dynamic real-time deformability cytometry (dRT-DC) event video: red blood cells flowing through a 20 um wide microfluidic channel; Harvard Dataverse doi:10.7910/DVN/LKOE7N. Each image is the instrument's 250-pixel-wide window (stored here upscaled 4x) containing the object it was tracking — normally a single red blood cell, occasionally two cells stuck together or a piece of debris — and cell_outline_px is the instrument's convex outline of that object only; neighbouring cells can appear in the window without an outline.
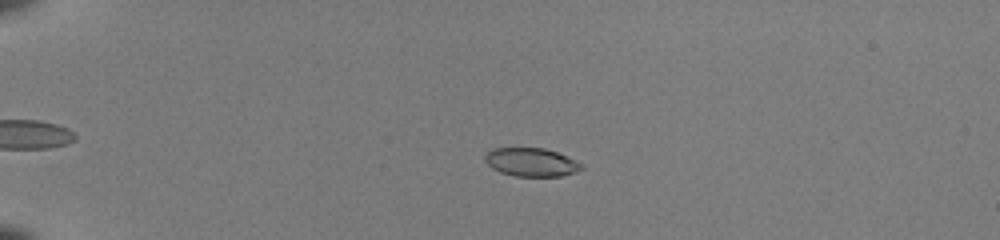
{"species": "common noctule bat (a hibernating species)", "species_latin": "Nyctalus noctula", "temperature_condition": "room temperature", "stored_images_in_passage": 46, "camera_frame_rate_fps": 3000, "um_per_image_px": 0.085, "animal": {"sex": "female", "body_mass_g": 22.0, "forearm_length_mm": 56.7}, "frame": {"image": 1, "passage_image": 8, "time_ms": 2.333, "image_size_px": [1000, 240], "cell_outline_px": [[584, 168], [576, 172], [560, 176], [516, 176], [500, 172], [492, 168], [484, 160], [484, 156], [492, 148], [544, 148], [556, 152], [584, 164]], "centroid_in_image_um": [45.16, 13.79], "position_along_channel_um": 39.8, "area_um2": 15.95}}
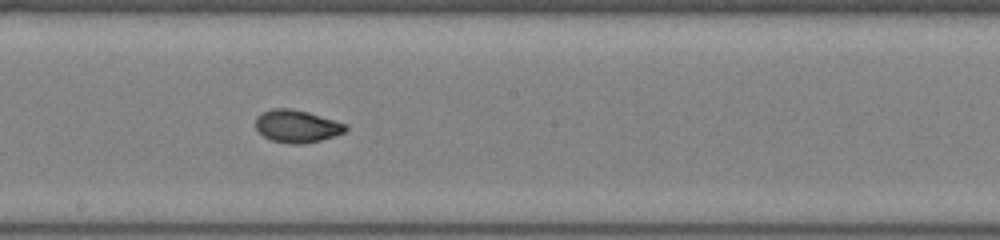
{"frame": {"image": 2, "passage_image": 26, "time_ms": 8.333, "image_size_px": [1000, 240], "cell_outline_px": [[348, 128], [344, 132], [336, 136], [320, 140], [300, 144], [292, 144], [272, 140], [264, 136], [256, 128], [256, 116], [260, 112], [272, 108], [288, 108], [308, 112], [348, 124]], "centroid_in_image_um": [25.24, 10.71], "position_along_channel_um": 223.0, "area_um2": 17.11}}
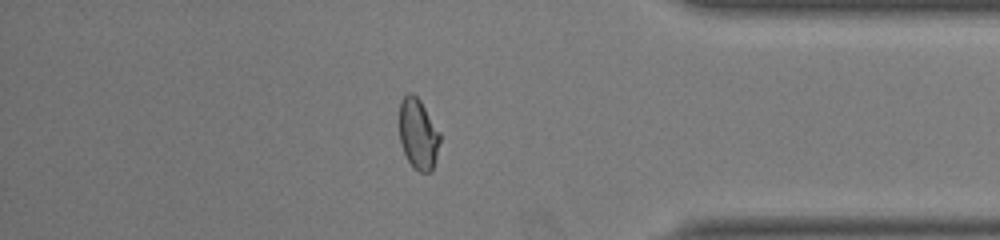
{"frame": {"image": 3, "passage_image": 40, "time_ms": 13.0, "image_size_px": [1000, 240], "cell_outline_px": [[440, 140], [432, 172], [420, 172], [412, 168], [400, 144], [400, 100], [408, 92], [412, 92], [420, 100], [440, 132]], "centroid_in_image_um": [35.54, 11.39], "position_along_channel_um": 399.7, "area_um2": 16.76}, "authors_computed_cell_mechanics": {"area_um2": 16.8776, "velocity_mm_per_s": 4.0898, "shape_relaxation_time_tau1_ms": 4.4495, "shape_relaxation_time_tau2_ms": 0.8822, "deformation_change_tau1": 0.1428, "deformation_change_tau2": 0.0481}}